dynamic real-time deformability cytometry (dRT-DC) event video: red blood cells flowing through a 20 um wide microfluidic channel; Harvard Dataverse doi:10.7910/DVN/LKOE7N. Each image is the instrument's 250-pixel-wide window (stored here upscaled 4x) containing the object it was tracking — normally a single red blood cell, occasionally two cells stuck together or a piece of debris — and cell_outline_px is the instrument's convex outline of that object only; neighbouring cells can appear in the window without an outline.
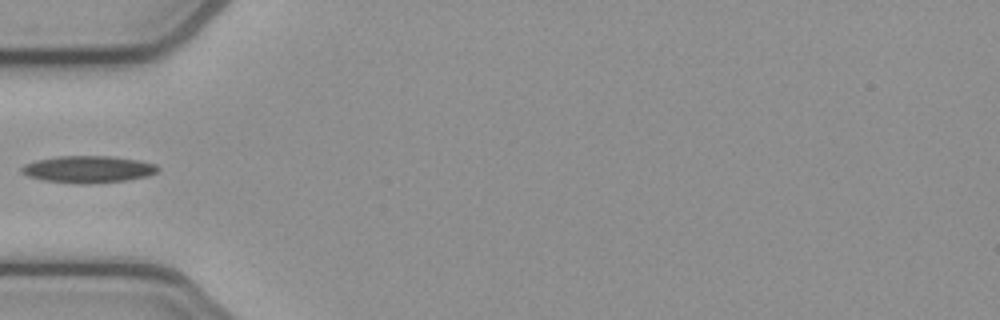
{"species": "common noctule bat (a hibernating species)", "species_latin": "Nyctalus noctula", "temperature_condition": "cold", "stored_images_in_passage": 4, "camera_frame_rate_fps": 3000, "um_per_image_px": 0.085, "animal": {"sex": "female", "body_mass_g": 21.9}, "frame": {"image": 1, "passage_image": 3, "time_ms": 0.667, "image_size_px": [1000, 320], "cell_outline_px": [[160, 168], [156, 172], [148, 176], [124, 180], [84, 184], [80, 184], [40, 180], [28, 176], [20, 172], [20, 168], [24, 164], [36, 160], [56, 156], [112, 156], [140, 160], [156, 164]], "centroid_in_image_um": [7.46, 14.38], "position_along_channel_um": 77.5, "area_um2": 21.56}}
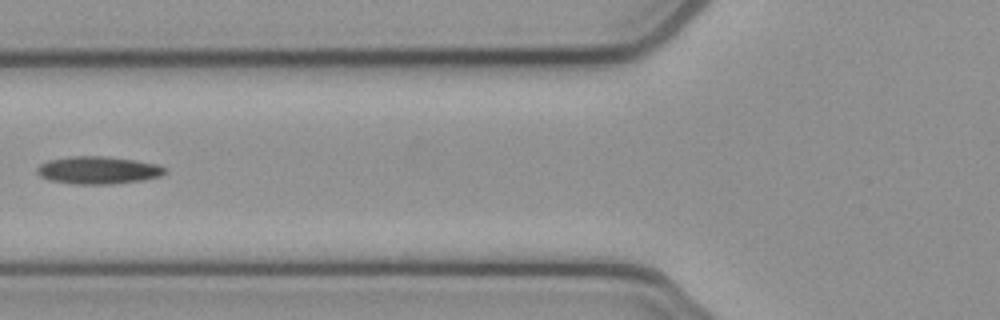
{"frame": {"image": 2, "passage_image": 4, "time_ms": 1.0, "image_size_px": [1000, 320], "cell_outline_px": [[168, 172], [160, 176], [144, 180], [112, 184], [76, 184], [52, 180], [40, 176], [36, 172], [36, 168], [40, 164], [48, 160], [68, 156], [104, 156], [136, 160], [156, 164], [164, 168]], "centroid_in_image_um": [8.34, 14.46], "position_along_channel_um": 117.5, "area_um2": 20.58}}